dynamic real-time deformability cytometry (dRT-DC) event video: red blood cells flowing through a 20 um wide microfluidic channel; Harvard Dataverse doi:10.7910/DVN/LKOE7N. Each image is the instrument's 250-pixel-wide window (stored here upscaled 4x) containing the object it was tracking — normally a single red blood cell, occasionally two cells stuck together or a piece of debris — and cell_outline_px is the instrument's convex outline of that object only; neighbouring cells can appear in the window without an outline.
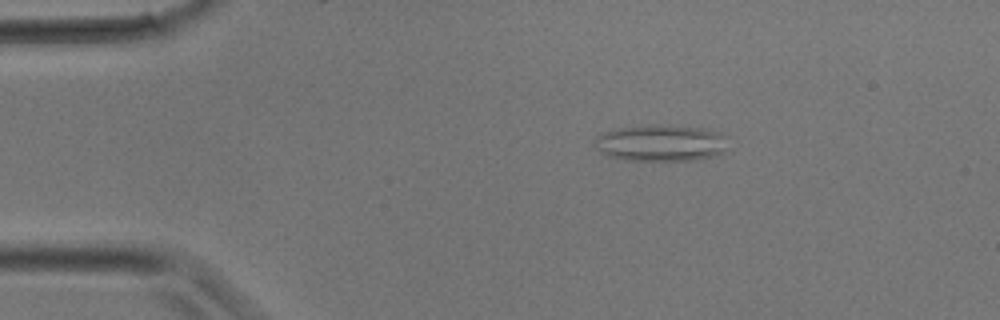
{"species": "common noctule bat (a hibernating species)", "species_latin": "Nyctalus noctula", "temperature_condition": "room temperature", "stored_images_in_passage": 3, "segment_of_instrument_passage": [1, 2], "camera_frame_rate_fps": 3000, "um_per_image_px": 0.085, "animal": {"sex": "male", "body_mass_g": 17.9}, "frame": {"image": 1, "passage_image": 1, "time_ms": 0.0, "image_size_px": [1000, 320], "cell_outline_px": [[724, 152], [716, 156], [692, 160], [628, 160], [608, 156], [600, 152], [596, 148], [592, 140], [596, 136], [604, 132], [620, 128], [700, 128], [720, 132]], "centroid_in_image_um": [56.08, 12.22], "position_along_channel_um": 28.9, "area_um2": 26.88}}